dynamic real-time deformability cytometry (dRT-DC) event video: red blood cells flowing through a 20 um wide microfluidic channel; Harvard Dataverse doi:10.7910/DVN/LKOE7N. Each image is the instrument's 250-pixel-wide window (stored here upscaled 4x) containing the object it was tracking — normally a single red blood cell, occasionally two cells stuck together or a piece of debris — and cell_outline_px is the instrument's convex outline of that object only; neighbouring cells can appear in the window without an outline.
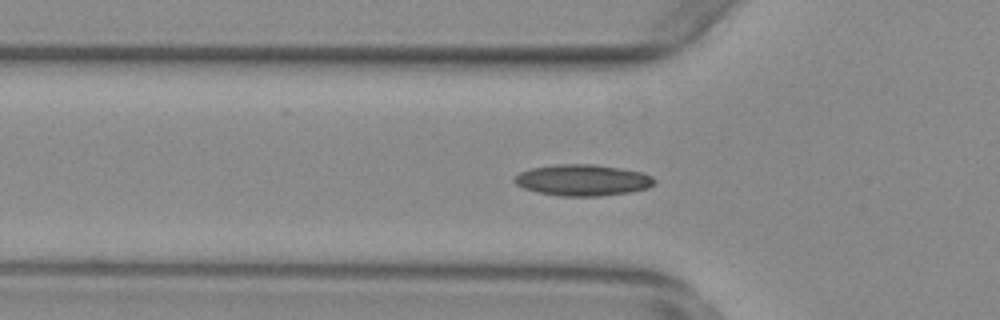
{"species": "common noctule bat (a hibernating species)", "species_latin": "Nyctalus noctula", "temperature_condition": "warm", "stored_images_in_passage": 52, "camera_frame_rate_fps": 3000, "um_per_image_px": 0.085, "animal": {"sex": "female", "body_mass_g": 29.2, "forearm_length_mm": 56.3}, "frame": {"image": 1, "passage_image": 15, "time_ms": 4.667, "image_size_px": [1000, 320], "cell_outline_px": [[656, 184], [648, 188], [628, 192], [600, 196], [560, 196], [536, 192], [524, 188], [516, 184], [512, 180], [520, 172], [532, 168], [556, 164], [592, 164], [620, 168], [644, 172], [652, 176], [656, 180]], "centroid_in_image_um": [49.55, 15.31], "position_along_channel_um": 76.3, "area_um2": 25.61}}
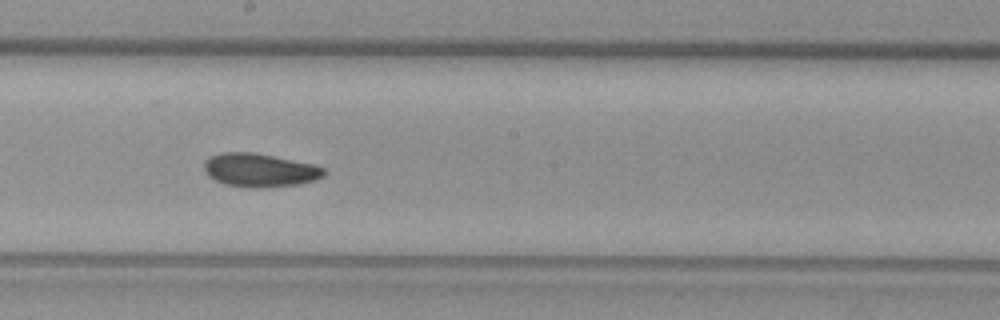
{"frame": {"image": 2, "passage_image": 27, "time_ms": 8.667, "image_size_px": [1000, 320], "cell_outline_px": [[324, 176], [316, 180], [300, 184], [260, 188], [252, 188], [224, 184], [208, 176], [204, 172], [204, 160], [208, 156], [220, 152], [252, 152], [316, 164], [324, 168]], "centroid_in_image_um": [22.06, 14.46], "position_along_channel_um": 226.1, "area_um2": 23.7}}
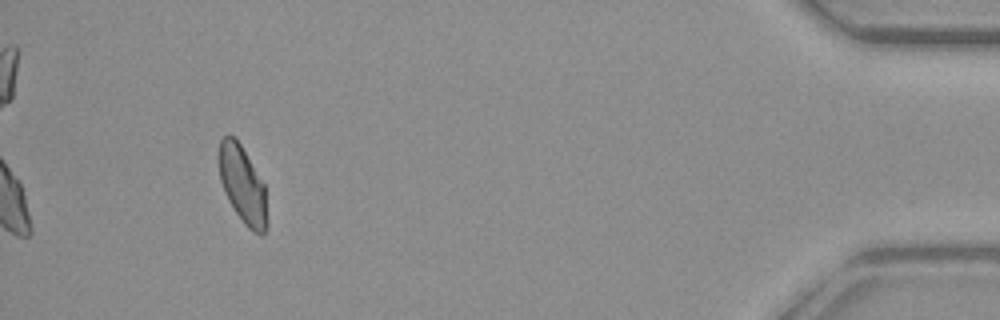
{"frame": {"image": 3, "passage_image": 48, "time_ms": 15.667, "image_size_px": [1000, 320], "cell_outline_px": [[268, 224], [264, 232], [260, 236], [252, 232], [244, 224], [228, 200], [224, 192], [220, 180], [216, 160], [216, 156], [220, 140], [224, 136], [232, 136], [240, 144], [264, 184], [268, 220]], "centroid_in_image_um": [20.59, 15.72], "position_along_channel_um": 414.6, "area_um2": 22.02}, "authors_computed_cell_mechanics": {"area_um2": 22.6576, "velocity_mm_per_s": 3.7287, "shape_relaxation_time_tau1_ms": null, "shape_relaxation_time_tau2_ms": 5.3843, "deformation_change_tau1": null, "deformation_change_tau2": 0.0882}}